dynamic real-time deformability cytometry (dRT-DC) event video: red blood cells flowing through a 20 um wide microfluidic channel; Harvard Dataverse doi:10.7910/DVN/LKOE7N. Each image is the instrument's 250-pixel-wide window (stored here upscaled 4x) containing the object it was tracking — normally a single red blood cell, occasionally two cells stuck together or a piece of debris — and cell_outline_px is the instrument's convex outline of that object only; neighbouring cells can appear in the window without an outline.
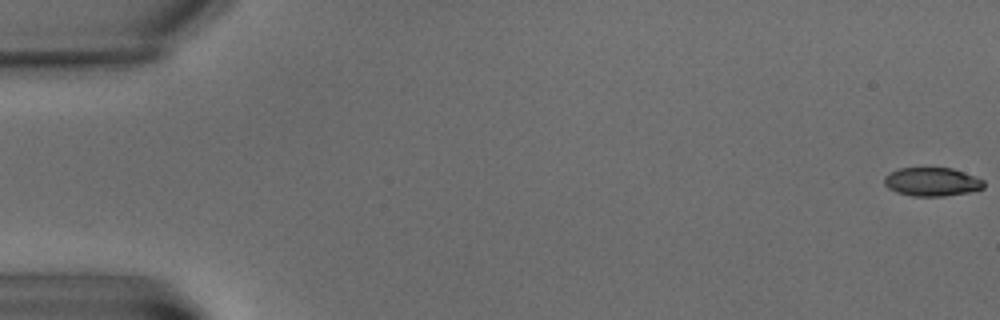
{"species": "common noctule bat (a hibernating species)", "species_latin": "Nyctalus noctula", "temperature_condition": "warm", "stored_images_in_passage": 7, "camera_frame_rate_fps": 3000, "um_per_image_px": 0.085, "animal": {"sex": "male", "body_mass_g": 15.6}, "frame": {"image": 1, "passage_image": 1, "time_ms": 0.0, "image_size_px": [1000, 320], "cell_outline_px": [[984, 188], [972, 192], [944, 196], [912, 196], [896, 192], [888, 188], [884, 184], [884, 176], [900, 168], [952, 168], [964, 172], [984, 180]], "centroid_in_image_um": [79.23, 15.46], "position_along_channel_um": 5.8, "area_um2": 16.65}}
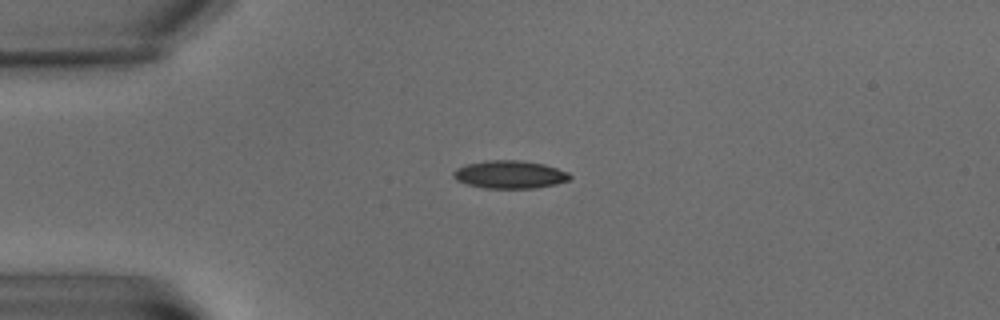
{"frame": {"image": 2, "passage_image": 6, "time_ms": 6.0, "image_size_px": [1000, 320], "cell_outline_px": [[572, 176], [568, 180], [556, 184], [536, 188], [484, 188], [468, 184], [456, 180], [452, 176], [452, 172], [456, 168], [464, 164], [484, 160], [520, 160], [544, 164], [568, 172]], "centroid_in_image_um": [43.29, 14.82], "position_along_channel_um": 41.7, "area_um2": 19.07}}